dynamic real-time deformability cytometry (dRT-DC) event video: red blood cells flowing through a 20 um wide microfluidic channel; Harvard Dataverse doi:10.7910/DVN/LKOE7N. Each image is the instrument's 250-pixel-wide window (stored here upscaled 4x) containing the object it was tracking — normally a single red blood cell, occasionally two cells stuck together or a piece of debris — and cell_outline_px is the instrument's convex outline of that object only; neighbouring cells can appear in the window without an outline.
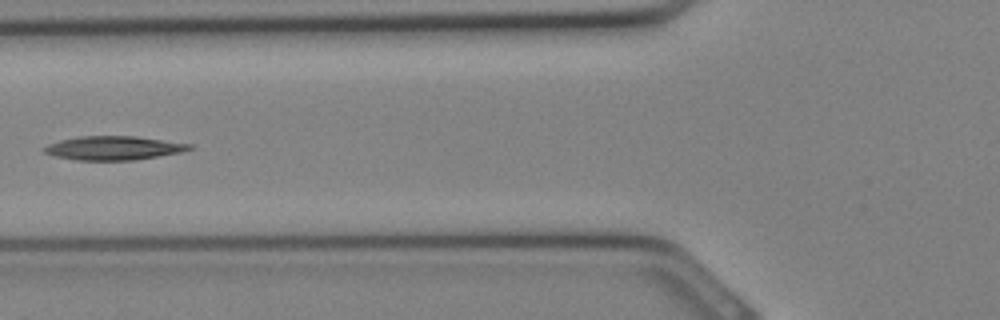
{"species": "Egyptian fruit bat (a non-hibernating species)", "species_latin": "Rousettus aegyptiacus", "temperature_condition": "cold", "stored_images_in_passage": 21, "camera_frame_rate_fps": 3000, "um_per_image_px": 0.085, "animal": {"sex": "female"}, "frame": {"image": 1, "passage_image": 12, "time_ms": 3.667, "image_size_px": [1000, 320], "cell_outline_px": [[192, 148], [180, 152], [136, 160], [76, 160], [52, 156], [40, 152], [40, 148], [48, 144], [60, 140], [80, 136], [136, 136], [192, 144]], "centroid_in_image_um": [9.56, 12.58], "position_along_channel_um": 116.2, "area_um2": 20.35}}
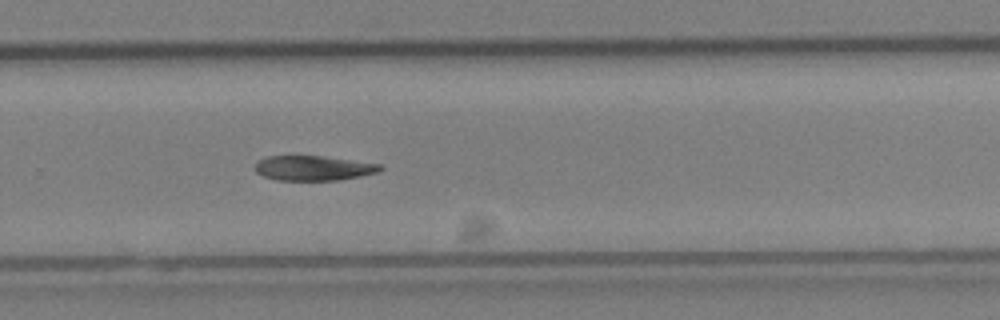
{"frame": {"image": 2, "passage_image": 21, "time_ms": 6.667, "image_size_px": [1000, 320], "cell_outline_px": [[384, 168], [376, 172], [336, 180], [280, 180], [264, 176], [256, 172], [256, 160], [268, 156], [320, 156], [384, 164]], "centroid_in_image_um": [26.63, 14.27], "position_along_channel_um": 303.2, "area_um2": 17.86}}